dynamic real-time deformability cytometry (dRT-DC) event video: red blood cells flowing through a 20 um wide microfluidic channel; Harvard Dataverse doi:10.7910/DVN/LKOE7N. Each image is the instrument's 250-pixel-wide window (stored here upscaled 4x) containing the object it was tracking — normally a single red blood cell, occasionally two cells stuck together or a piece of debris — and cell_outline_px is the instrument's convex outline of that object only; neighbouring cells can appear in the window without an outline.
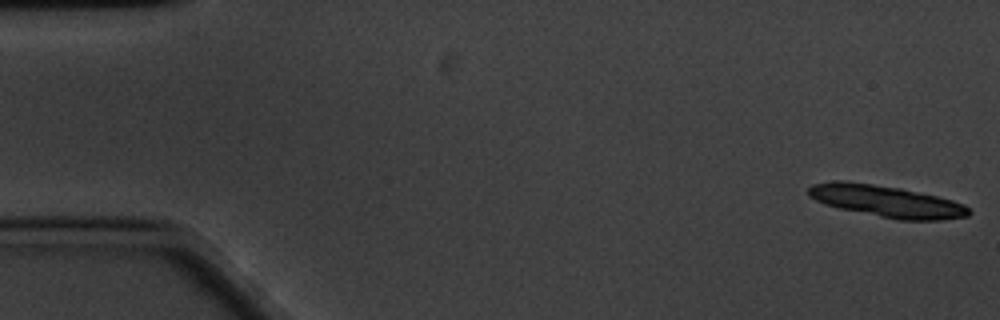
{"species": "common noctule bat (a hibernating species)", "species_latin": "Nyctalus noctula", "temperature_condition": "cold", "stored_images_in_passage": 16, "camera_frame_rate_fps": 3000, "um_per_image_px": 0.085, "animal": {"sex": "male", "body_mass_g": 20.1, "forearm_length_mm": 53.5}, "frame": {"image": 1, "passage_image": 1, "time_ms": 0.0, "image_size_px": [1000, 320], "cell_outline_px": [[972, 212], [968, 216], [940, 220], [900, 220], [840, 208], [824, 204], [808, 196], [808, 188], [812, 184], [832, 180], [848, 180], [900, 188], [936, 196], [952, 200], [964, 204]], "centroid_in_image_um": [75.32, 17.09], "position_along_channel_um": 9.7, "area_um2": 29.59}}